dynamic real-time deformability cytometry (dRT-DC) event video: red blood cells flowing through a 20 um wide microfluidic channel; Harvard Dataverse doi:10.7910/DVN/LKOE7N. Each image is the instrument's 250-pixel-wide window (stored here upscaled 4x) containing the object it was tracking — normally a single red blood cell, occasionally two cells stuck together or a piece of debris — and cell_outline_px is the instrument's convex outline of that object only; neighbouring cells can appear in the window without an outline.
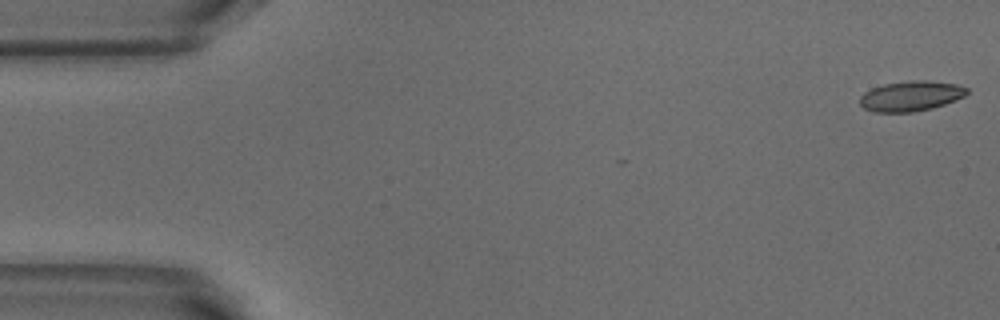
{"species": "common noctule bat (a hibernating species)", "species_latin": "Nyctalus noctula", "temperature_condition": "warm", "stored_images_in_passage": 6, "camera_frame_rate_fps": 3000, "um_per_image_px": 0.085, "animal": {"sex": "male", "body_mass_g": 18.8}, "frame": {"image": 1, "passage_image": 1, "time_ms": 0.0, "image_size_px": [1000, 320], "cell_outline_px": [[968, 92], [964, 96], [956, 100], [932, 108], [912, 112], [872, 112], [864, 108], [860, 104], [860, 96], [864, 92], [872, 88], [884, 84], [912, 80], [924, 80], [956, 84], [968, 88]], "centroid_in_image_um": [77.41, 8.16], "position_along_channel_um": 7.6, "area_um2": 18.79}}